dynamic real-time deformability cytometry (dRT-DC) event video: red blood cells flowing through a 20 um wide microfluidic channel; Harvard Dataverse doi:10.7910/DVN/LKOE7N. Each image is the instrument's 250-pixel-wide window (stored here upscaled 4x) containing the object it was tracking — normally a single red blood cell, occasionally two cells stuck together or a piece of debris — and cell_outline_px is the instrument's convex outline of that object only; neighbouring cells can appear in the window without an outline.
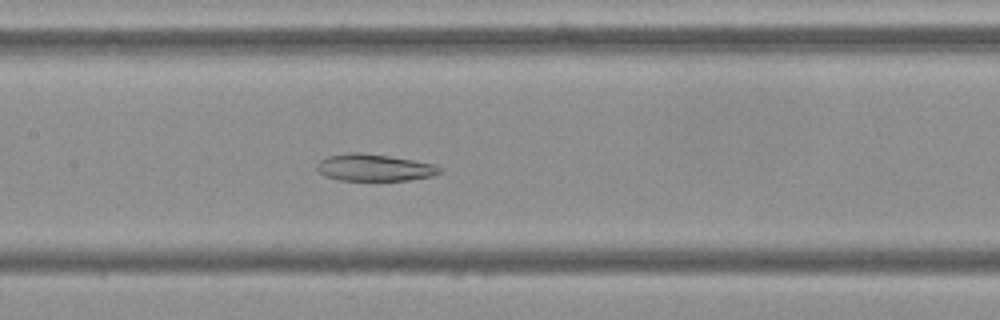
{"species": "Egyptian fruit bat (a non-hibernating species)", "species_latin": "Rousettus aegyptiacus", "temperature_condition": "cold", "stored_images_in_passage": 37, "camera_frame_rate_fps": 3000, "um_per_image_px": 0.085, "frame": {"image": 1, "passage_image": 26, "time_ms": 8.333, "image_size_px": [1000, 320], "cell_outline_px": [[444, 172], [432, 176], [408, 180], [340, 180], [324, 176], [316, 168], [316, 164], [320, 160], [328, 156], [348, 152], [360, 152], [388, 156], [412, 160], [432, 164], [440, 168]], "centroid_in_image_um": [31.78, 14.24], "position_along_channel_um": 175.6, "area_um2": 19.19}}
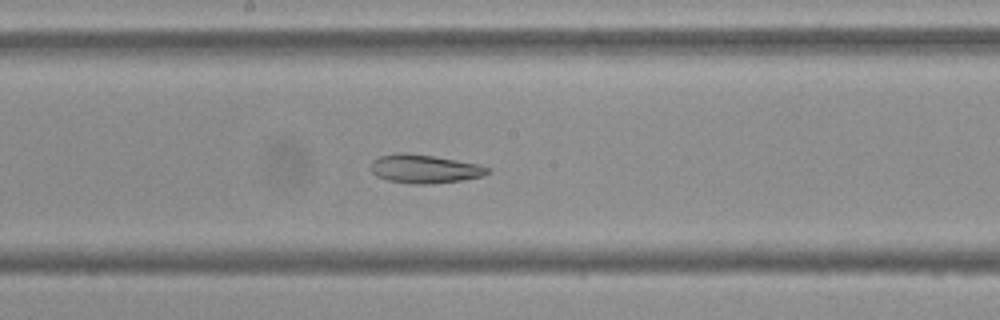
{"frame": {"image": 2, "passage_image": 29, "time_ms": 9.333, "image_size_px": [1000, 320], "cell_outline_px": [[492, 172], [484, 176], [460, 180], [428, 184], [412, 184], [388, 180], [376, 176], [372, 172], [372, 160], [380, 156], [396, 152], [404, 152], [432, 156], [480, 164], [492, 168]], "centroid_in_image_um": [36.12, 14.35], "position_along_channel_um": 212.1, "area_um2": 19.54}}
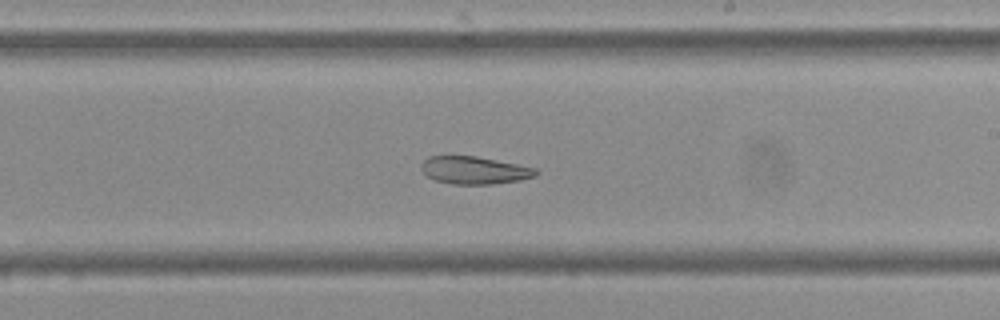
{"frame": {"image": 3, "passage_image": 32, "time_ms": 10.333, "image_size_px": [1000, 320], "cell_outline_px": [[540, 172], [536, 176], [520, 180], [492, 184], [452, 184], [436, 180], [428, 176], [420, 168], [420, 164], [428, 156], [476, 156], [536, 168]], "centroid_in_image_um": [40.33, 14.47], "position_along_channel_um": 248.7, "area_um2": 18.38}}